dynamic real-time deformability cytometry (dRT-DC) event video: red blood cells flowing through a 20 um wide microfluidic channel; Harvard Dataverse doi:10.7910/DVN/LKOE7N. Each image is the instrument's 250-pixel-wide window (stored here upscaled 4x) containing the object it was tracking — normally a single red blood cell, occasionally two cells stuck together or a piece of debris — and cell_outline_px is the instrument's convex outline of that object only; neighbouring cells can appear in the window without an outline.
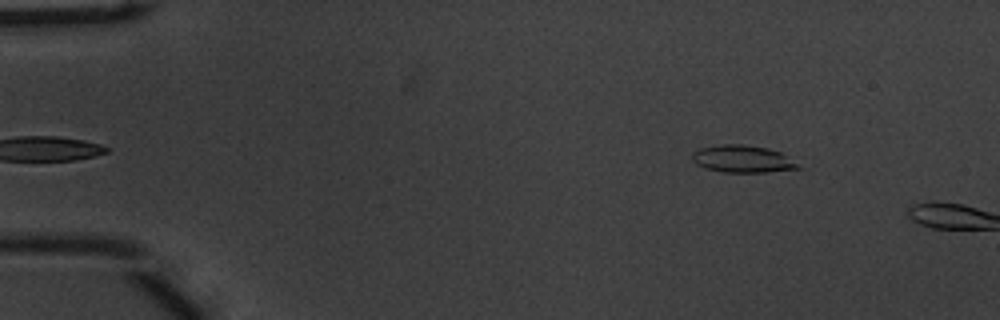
{"species": "common noctule bat (a hibernating species)", "species_latin": "Nyctalus noctula", "temperature_condition": "warm", "stored_images_in_passage": 5, "camera_frame_rate_fps": 3000, "um_per_image_px": 0.085, "animal": {"sex": "male", "body_mass_g": 20.1, "forearm_length_mm": 53.5}, "frame": {"image": 1, "passage_image": 2, "time_ms": 0.333, "image_size_px": [1000, 320], "cell_outline_px": [[804, 168], [764, 172], [724, 172], [704, 168], [696, 164], [692, 160], [692, 152], [700, 148], [720, 144], [744, 144], [768, 148], [780, 152]], "centroid_in_image_um": [63.09, 13.51], "position_along_channel_um": 21.9, "area_um2": 16.88}}